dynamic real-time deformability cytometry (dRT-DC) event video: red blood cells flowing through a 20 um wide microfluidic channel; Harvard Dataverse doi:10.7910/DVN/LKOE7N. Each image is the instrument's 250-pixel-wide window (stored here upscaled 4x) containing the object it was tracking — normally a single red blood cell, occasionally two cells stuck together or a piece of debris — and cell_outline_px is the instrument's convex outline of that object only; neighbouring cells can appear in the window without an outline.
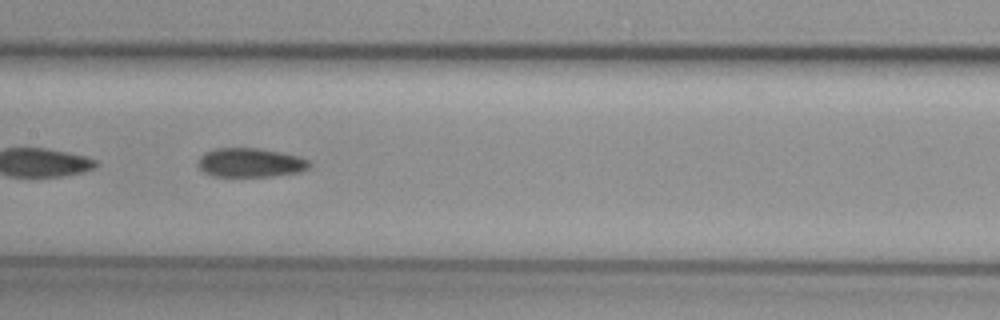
{"species": "common noctule bat (a hibernating species)", "species_latin": "Nyctalus noctula", "temperature_condition": "cold", "stored_images_in_passage": 47, "camera_frame_rate_fps": 3000, "um_per_image_px": 0.085, "animal": {"sex": "female", "body_mass_g": 29.2, "forearm_length_mm": 56.3}, "frame": {"image": 1, "passage_image": 21, "time_ms": 6.667, "image_size_px": [1000, 320], "cell_outline_px": [[312, 164], [308, 168], [300, 172], [272, 176], [212, 176], [204, 172], [196, 164], [196, 160], [204, 152], [216, 148], [256, 148], [280, 152], [300, 156], [308, 160]], "centroid_in_image_um": [21.26, 13.82], "position_along_channel_um": 186.1, "area_um2": 19.02}}
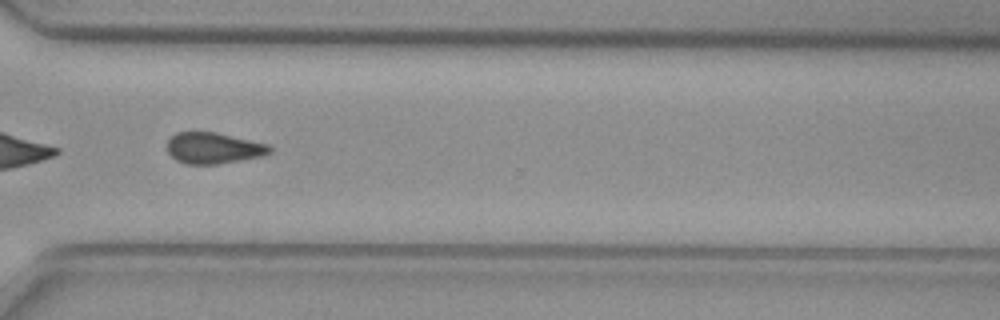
{"frame": {"image": 2, "passage_image": 34, "time_ms": 11.0, "image_size_px": [1000, 320], "cell_outline_px": [[272, 152], [264, 156], [220, 164], [184, 164], [176, 160], [168, 152], [168, 140], [176, 132], [216, 132], [268, 144], [272, 148]], "centroid_in_image_um": [18.17, 12.6], "position_along_channel_um": 352.4, "area_um2": 18.73}}
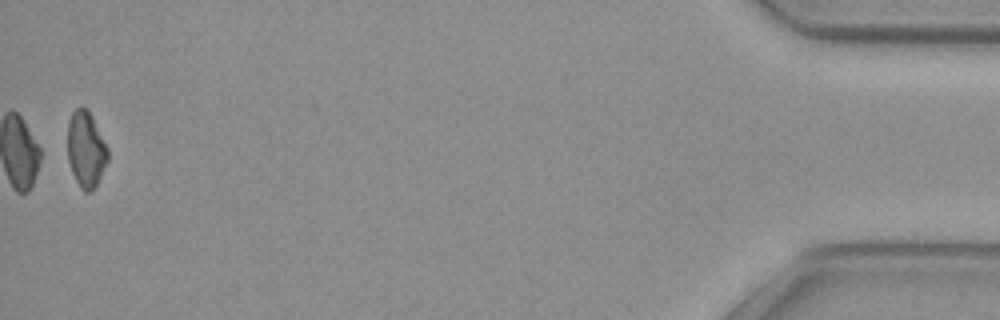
{"frame": {"image": 3, "passage_image": 47, "time_ms": 15.333, "image_size_px": [1000, 320], "cell_outline_px": [[108, 160], [96, 184], [88, 192], [84, 192], [80, 188], [72, 172], [68, 160], [68, 124], [72, 112], [76, 108], [88, 108], [108, 148]], "centroid_in_image_um": [7.3, 12.68], "position_along_channel_um": 427.9, "area_um2": 17.57}, "authors_computed_cell_mechanics": {"area_um2": 19.4786, "velocity_mm_per_s": 3.8481, "shape_relaxation_time_tau1_ms": null, "shape_relaxation_time_tau2_ms": 5.8282, "deformation_change_tau1": null, "deformation_change_tau2": 0.1132}}